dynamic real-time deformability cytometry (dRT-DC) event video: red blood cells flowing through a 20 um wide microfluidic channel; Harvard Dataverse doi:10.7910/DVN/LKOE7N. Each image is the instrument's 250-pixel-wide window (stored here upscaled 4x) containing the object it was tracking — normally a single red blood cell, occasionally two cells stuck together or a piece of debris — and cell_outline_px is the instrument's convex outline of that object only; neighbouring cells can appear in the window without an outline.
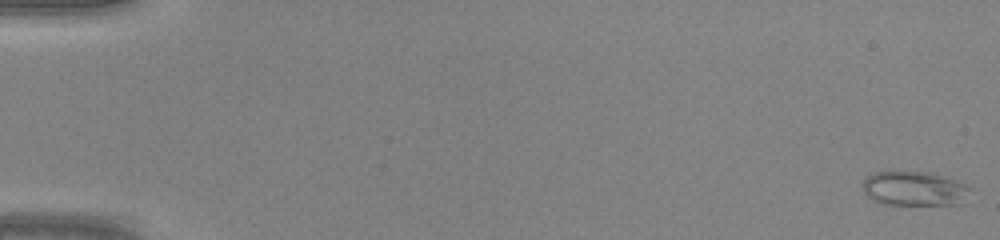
{"species": "common noctule bat (a hibernating species)", "species_latin": "Nyctalus noctula", "temperature_condition": "warm", "stored_images_in_passage": 46, "camera_frame_rate_fps": 3000, "um_per_image_px": 0.085, "animal": {"sex": "male", "body_mass_g": 20.0, "forearm_length_mm": 53.3}, "frame": {"image": 1, "passage_image": 1, "time_ms": 0.0, "image_size_px": [1000, 240], "cell_outline_px": [[972, 188], [960, 204], [880, 204], [868, 196], [864, 192], [864, 180], [868, 176], [876, 172], [928, 172], [964, 184]], "centroid_in_image_um": [77.69, 16.04], "position_along_channel_um": 7.3, "area_um2": 20.98}}
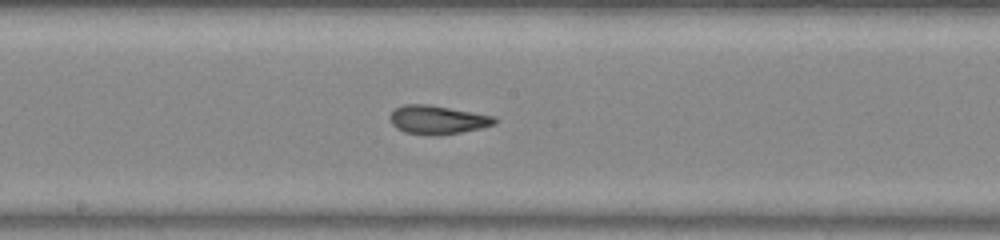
{"frame": {"image": 2, "passage_image": 26, "time_ms": 8.333, "image_size_px": [1000, 240], "cell_outline_px": [[496, 124], [480, 128], [460, 132], [436, 136], [404, 132], [396, 128], [392, 124], [388, 116], [396, 108], [404, 104], [428, 104], [496, 116]], "centroid_in_image_um": [37.18, 10.18], "position_along_channel_um": 211.0, "area_um2": 17.51}}
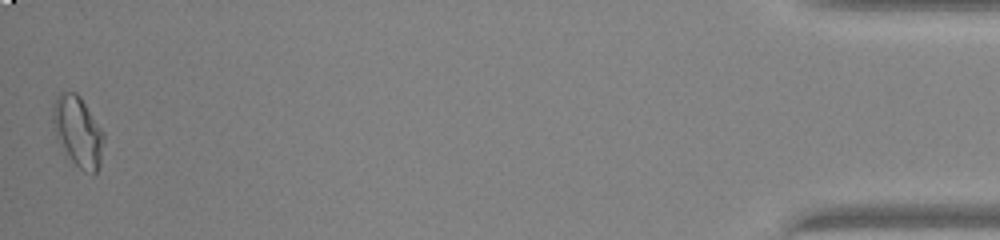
{"frame": {"image": 3, "passage_image": 46, "time_ms": 15.0, "image_size_px": [1000, 240], "cell_outline_px": [[104, 140], [100, 164], [96, 172], [92, 176], [84, 172], [68, 156], [56, 136], [52, 120], [52, 104], [56, 96], [60, 92], [76, 92], [80, 96], [104, 132]], "centroid_in_image_um": [6.63, 11.16], "position_along_channel_um": 428.6, "area_um2": 20.92}}